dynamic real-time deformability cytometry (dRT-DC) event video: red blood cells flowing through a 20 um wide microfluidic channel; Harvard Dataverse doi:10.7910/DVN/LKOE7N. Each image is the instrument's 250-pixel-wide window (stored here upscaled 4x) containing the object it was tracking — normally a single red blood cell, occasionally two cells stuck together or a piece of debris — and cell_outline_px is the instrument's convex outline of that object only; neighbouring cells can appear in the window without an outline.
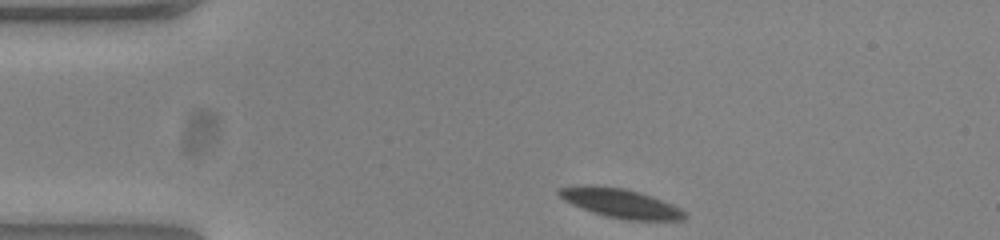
{"species": "common noctule bat (a hibernating species)", "species_latin": "Nyctalus noctula", "temperature_condition": "warm", "stored_images_in_passage": 35, "camera_frame_rate_fps": 3000, "um_per_image_px": 0.085, "animal": {"sex": "female", "body_mass_g": 23.0, "forearm_length_mm": 53.4}, "frame": {"image": 1, "passage_image": 1, "time_ms": 0.0, "image_size_px": [1000, 240], "cell_outline_px": [[688, 216], [684, 220], [624, 220], [604, 216], [592, 212], [572, 204], [564, 200], [556, 192], [556, 188], [584, 184], [592, 184], [624, 188], [640, 192], [652, 196], [672, 204], [688, 212]], "centroid_in_image_um": [52.75, 17.26], "position_along_channel_um": 32.3, "area_um2": 21.79}}
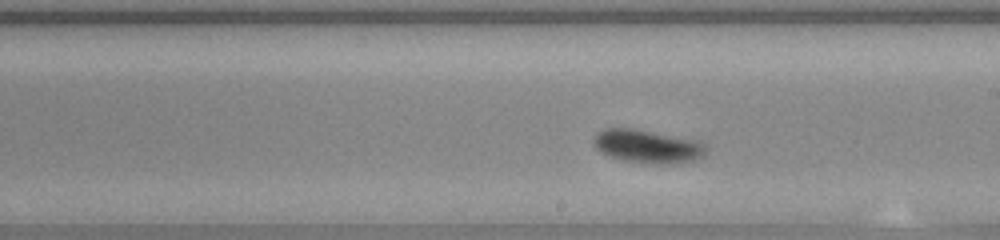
{"frame": {"image": 2, "passage_image": 21, "time_ms": 6.667, "image_size_px": [1000, 240], "cell_outline_px": [[708, 148], [704, 156], [692, 160], [676, 164], [652, 164], [620, 160], [608, 156], [600, 152], [596, 148], [592, 140], [604, 128], [632, 128], [696, 140], [704, 144]], "centroid_in_image_um": [55.04, 12.46], "position_along_channel_um": 234.0, "area_um2": 21.91}}
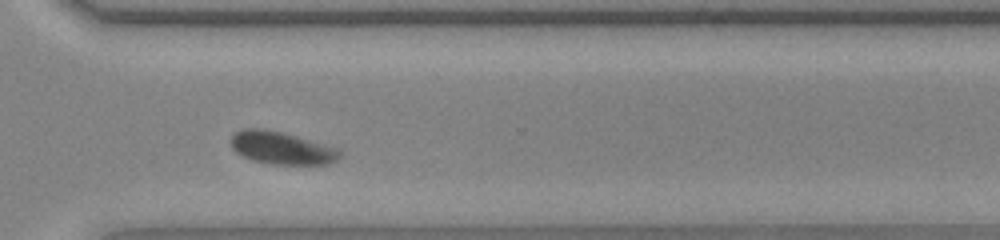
{"frame": {"image": 3, "passage_image": 30, "time_ms": 9.667, "image_size_px": [1000, 240], "cell_outline_px": [[340, 160], [328, 164], [268, 164], [252, 160], [236, 152], [232, 148], [232, 136], [236, 132], [244, 128], [260, 128], [280, 132], [296, 136], [336, 148], [340, 152]], "centroid_in_image_um": [23.93, 12.59], "position_along_channel_um": 346.7, "area_um2": 20.4}, "authors_computed_cell_mechanics": {"area_um2": 20.7502, "velocity_mm_per_s": 3.7444, "shape_relaxation_time_tau1_ms": 2.2054, "shape_relaxation_time_tau2_ms": 2.8577, "deformation_change_tau1": 0.1324, "deformation_change_tau2": 0.0436}}